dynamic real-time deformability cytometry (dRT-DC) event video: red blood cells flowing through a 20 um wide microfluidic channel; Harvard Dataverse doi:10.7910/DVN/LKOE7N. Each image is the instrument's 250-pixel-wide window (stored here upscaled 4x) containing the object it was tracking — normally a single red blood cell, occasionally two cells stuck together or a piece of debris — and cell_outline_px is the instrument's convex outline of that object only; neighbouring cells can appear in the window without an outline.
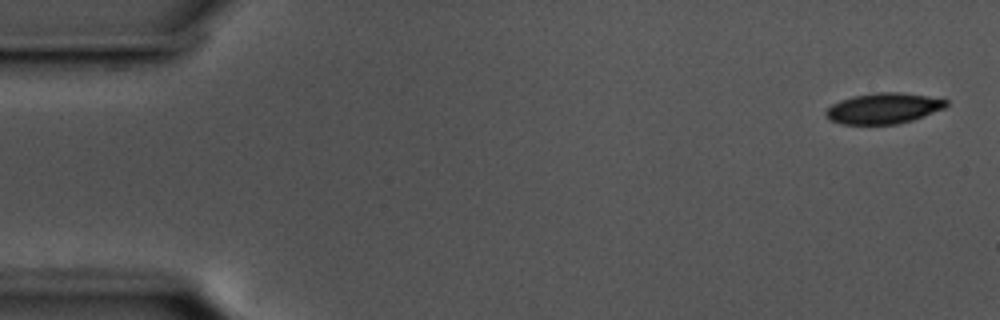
{"species": "common noctule bat (a hibernating species)", "species_latin": "Nyctalus noctula", "temperature_condition": "cold", "stored_images_in_passage": 55, "camera_frame_rate_fps": 3000, "um_per_image_px": 0.085, "animal": {"sex": "male", "body_mass_g": 17.5, "forearm_length_mm": 52.3}, "frame": {"image": 1, "passage_image": 1, "time_ms": 0.0, "image_size_px": [1000, 320], "cell_outline_px": [[948, 104], [944, 108], [924, 116], [912, 120], [896, 124], [840, 124], [828, 120], [824, 116], [824, 112], [832, 104], [840, 100], [852, 96], [876, 92], [900, 92], [948, 100]], "centroid_in_image_um": [75.04, 9.21], "position_along_channel_um": 10.0, "area_um2": 21.56}}
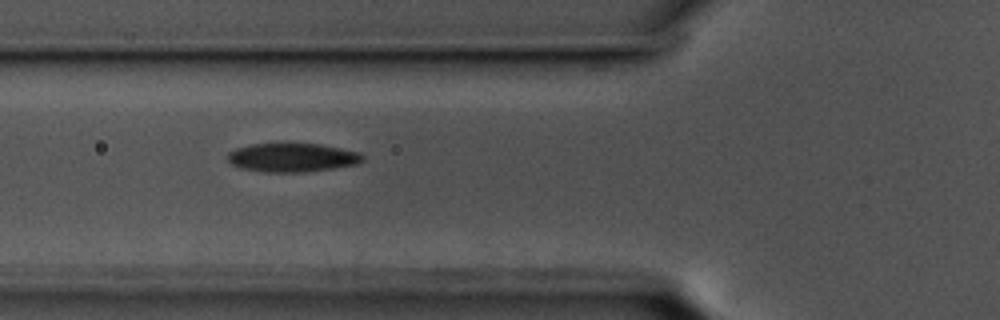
{"frame": {"image": 2, "passage_image": 19, "time_ms": 6.0, "image_size_px": [1000, 320], "cell_outline_px": [[364, 160], [356, 164], [332, 168], [304, 172], [260, 172], [240, 168], [232, 164], [228, 160], [228, 152], [236, 148], [252, 144], [320, 144], [360, 152], [364, 156]], "centroid_in_image_um": [24.83, 13.4], "position_along_channel_um": 101.0, "area_um2": 22.54}}
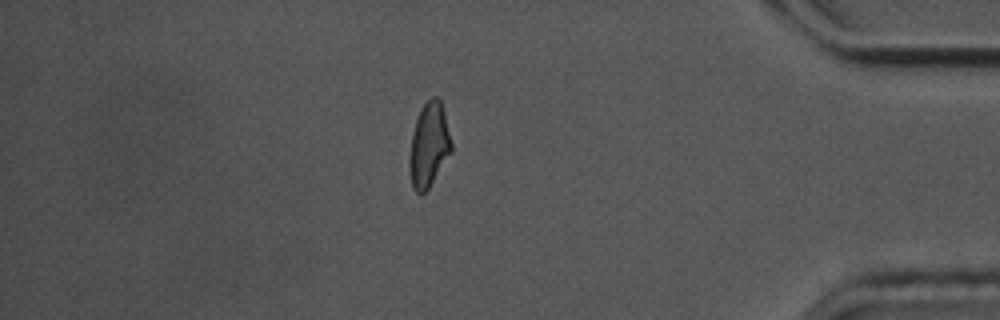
{"frame": {"image": 3, "passage_image": 47, "time_ms": 15.333, "image_size_px": [1000, 320], "cell_outline_px": [[452, 152], [428, 188], [424, 192], [416, 192], [412, 188], [408, 164], [408, 160], [412, 132], [420, 108], [432, 96], [436, 96], [440, 100], [444, 112], [452, 144]], "centroid_in_image_um": [36.44, 12.32], "position_along_channel_um": 398.8, "area_um2": 20.58}, "authors_computed_cell_mechanics": {"area_um2": 21.8484, "velocity_mm_per_s": 3.5925, "shape_relaxation_time_tau1_ms": 4.0805, "shape_relaxation_time_tau2_ms": 3.687, "deformation_change_tau1": 0.1209, "deformation_change_tau2": 0.0865}}